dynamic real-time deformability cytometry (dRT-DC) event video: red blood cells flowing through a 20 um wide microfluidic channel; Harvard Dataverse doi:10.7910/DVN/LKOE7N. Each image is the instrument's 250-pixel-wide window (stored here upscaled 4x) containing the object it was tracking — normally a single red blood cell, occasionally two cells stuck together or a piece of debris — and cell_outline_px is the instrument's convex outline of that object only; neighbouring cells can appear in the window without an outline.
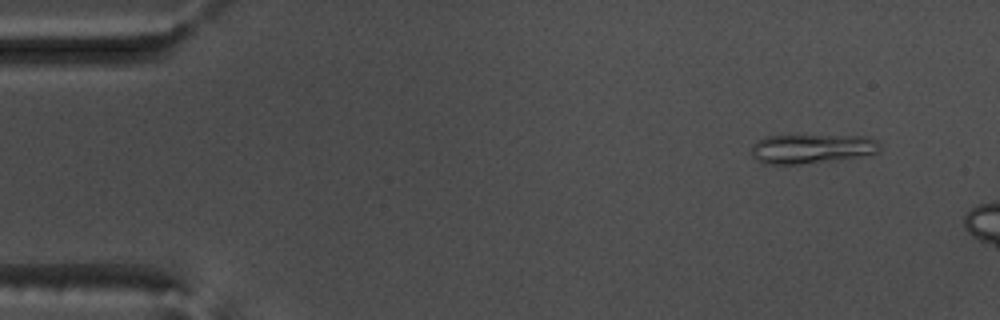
{"species": "common noctule bat (a hibernating species)", "species_latin": "Nyctalus noctula", "temperature_condition": "warm", "stored_images_in_passage": 12, "camera_frame_rate_fps": 3000, "um_per_image_px": 0.085, "animal": {"sex": "male", "body_mass_g": 17.5, "forearm_length_mm": 52.3}, "frame": {"image": 1, "passage_image": 4, "time_ms": 1.0, "image_size_px": [1000, 320], "cell_outline_px": [[880, 152], [840, 160], [800, 164], [764, 164], [756, 160], [752, 156], [752, 144], [756, 140], [768, 136], [868, 136], [880, 140]], "centroid_in_image_um": [69.02, 12.65], "position_along_channel_um": 16.0, "area_um2": 22.2}}